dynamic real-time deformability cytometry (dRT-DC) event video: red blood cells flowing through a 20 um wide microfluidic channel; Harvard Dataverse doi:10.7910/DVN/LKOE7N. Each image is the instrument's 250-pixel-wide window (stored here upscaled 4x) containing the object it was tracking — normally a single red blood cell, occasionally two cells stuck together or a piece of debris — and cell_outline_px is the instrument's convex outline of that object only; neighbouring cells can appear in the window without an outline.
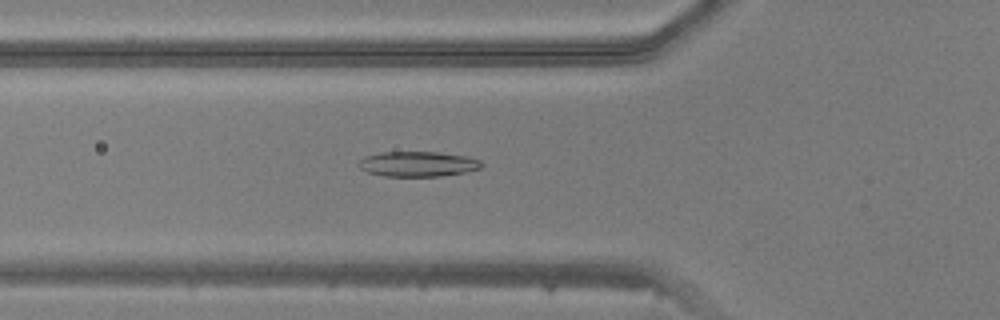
{"species": "common noctule bat (a hibernating species)", "species_latin": "Nyctalus noctula", "temperature_condition": "warm", "stored_images_in_passage": 48, "camera_frame_rate_fps": 3000, "um_per_image_px": 0.085, "animal": {"sex": "male", "body_mass_g": 20.5, "forearm_length_mm": 52.5}, "frame": {"image": 1, "passage_image": 17, "time_ms": 5.333, "image_size_px": [1000, 320], "cell_outline_px": [[484, 164], [480, 168], [464, 172], [440, 176], [384, 176], [368, 172], [360, 168], [356, 164], [364, 156], [380, 152], [440, 152], [468, 156], [480, 160]], "centroid_in_image_um": [35.51, 13.93], "position_along_channel_um": 90.3, "area_um2": 18.09}}
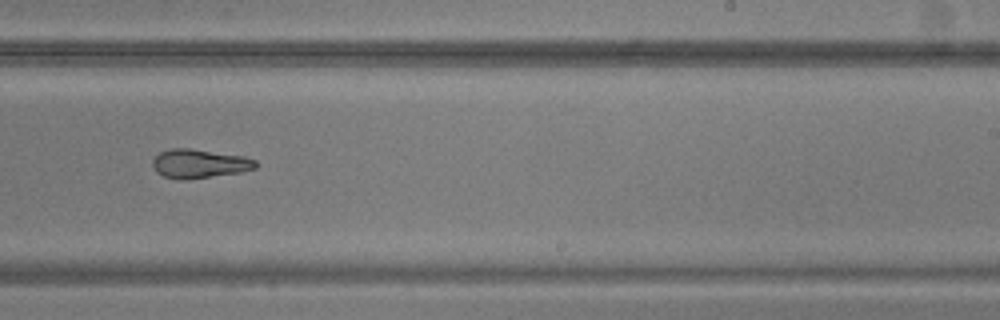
{"frame": {"image": 2, "passage_image": 30, "time_ms": 9.667, "image_size_px": [1000, 320], "cell_outline_px": [[256, 168], [240, 172], [184, 180], [180, 180], [164, 176], [156, 172], [152, 164], [152, 160], [160, 152], [168, 148], [188, 148], [244, 156], [256, 160]], "centroid_in_image_um": [16.92, 13.9], "position_along_channel_um": 272.1, "area_um2": 17.28}}
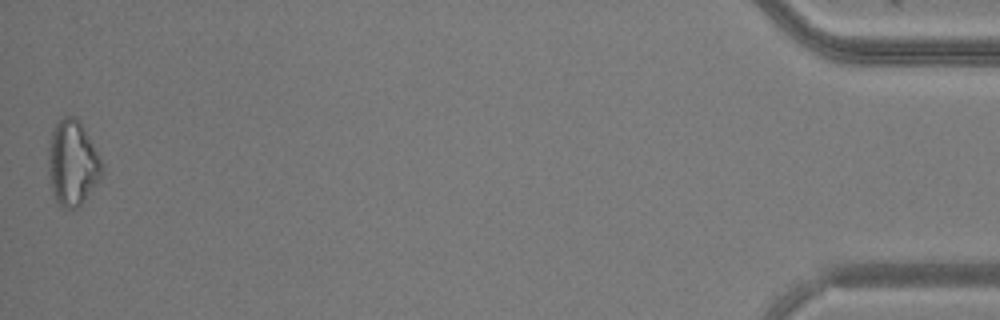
{"frame": {"image": 3, "passage_image": 48, "time_ms": 15.667, "image_size_px": [1000, 320], "cell_outline_px": [[104, 176], [80, 204], [76, 208], [64, 208], [56, 200], [52, 192], [48, 172], [48, 148], [52, 128], [56, 120], [64, 116], [76, 116], [80, 120], [104, 168]], "centroid_in_image_um": [6.15, 13.82], "position_along_channel_um": 429.1, "area_um2": 26.82}}